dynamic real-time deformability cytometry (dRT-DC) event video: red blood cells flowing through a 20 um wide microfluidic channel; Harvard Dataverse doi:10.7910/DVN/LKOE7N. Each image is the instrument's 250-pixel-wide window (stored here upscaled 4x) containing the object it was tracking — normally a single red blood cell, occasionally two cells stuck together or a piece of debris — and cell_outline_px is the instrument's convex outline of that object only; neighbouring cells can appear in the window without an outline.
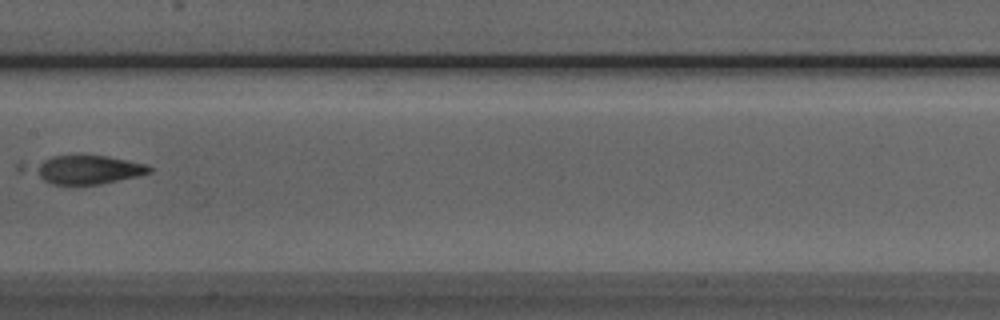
{"species": "Egyptian fruit bat (a non-hibernating species)", "species_latin": "Rousettus aegyptiacus", "temperature_condition": "room temperature", "stored_images_in_passage": 6, "camera_frame_rate_fps": 3000, "um_per_image_px": 0.085, "animal": {"sex": "male"}, "frame": {"image": 1, "passage_image": 6, "time_ms": 5.667, "image_size_px": [1000, 320], "cell_outline_px": [[152, 172], [136, 176], [100, 184], [52, 184], [16, 172], [16, 164], [20, 160], [52, 156], [108, 156], [144, 164], [152, 168]], "centroid_in_image_um": [6.84, 14.4], "position_along_channel_um": 200.6, "area_um2": 21.5}}